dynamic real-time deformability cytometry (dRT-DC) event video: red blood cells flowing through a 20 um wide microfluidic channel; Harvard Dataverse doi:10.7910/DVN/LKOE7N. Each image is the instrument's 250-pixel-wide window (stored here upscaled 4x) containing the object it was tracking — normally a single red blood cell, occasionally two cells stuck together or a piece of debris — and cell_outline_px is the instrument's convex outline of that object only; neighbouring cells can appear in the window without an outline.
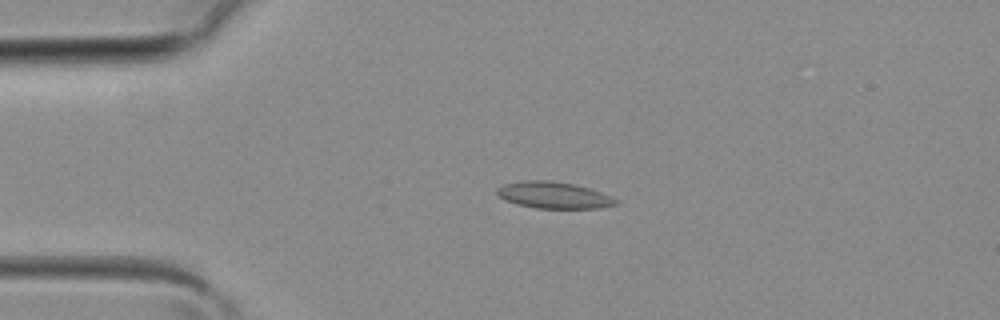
{"species": "common noctule bat (a hibernating species)", "species_latin": "Nyctalus noctula", "temperature_condition": "room temperature", "stored_images_in_passage": 39, "camera_frame_rate_fps": 3000, "um_per_image_px": 0.085, "animal": {"sex": "female", "body_mass_g": 19.3, "forearm_length_mm": 54.1}, "frame": {"image": 1, "passage_image": 8, "time_ms": 2.333, "image_size_px": [1000, 320], "cell_outline_px": [[620, 204], [600, 208], [536, 208], [516, 204], [504, 200], [496, 192], [496, 188], [504, 184], [524, 180], [548, 180], [572, 184], [588, 188], [600, 192], [616, 200]], "centroid_in_image_um": [47.02, 16.59], "position_along_channel_um": 38.0, "area_um2": 18.26}}
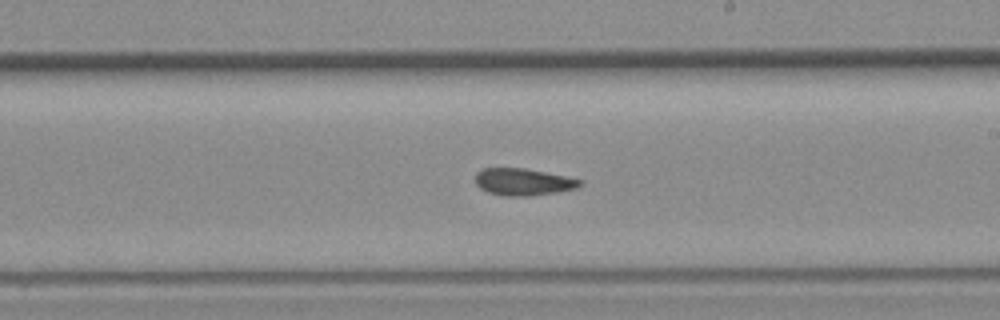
{"frame": {"image": 2, "passage_image": 22, "time_ms": 7.0, "image_size_px": [1000, 320], "cell_outline_px": [[584, 184], [576, 188], [560, 192], [528, 196], [508, 196], [488, 192], [480, 188], [476, 184], [476, 172], [484, 168], [524, 168], [568, 176], [584, 180]], "centroid_in_image_um": [44.53, 15.46], "position_along_channel_um": 244.5, "area_um2": 16.65}}
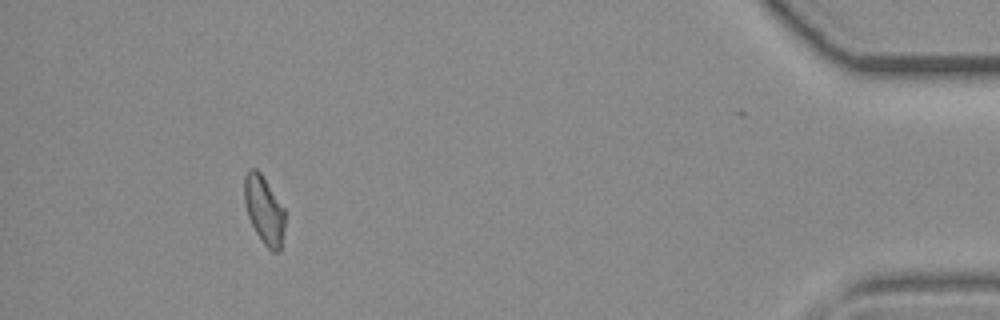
{"frame": {"image": 3, "passage_image": 36, "time_ms": 11.667, "image_size_px": [1000, 320], "cell_outline_px": [[284, 228], [280, 252], [272, 252], [264, 244], [256, 232], [248, 216], [244, 200], [244, 176], [248, 168], [256, 168], [260, 172], [284, 208]], "centroid_in_image_um": [22.44, 17.83], "position_along_channel_um": 412.8, "area_um2": 16.01}}